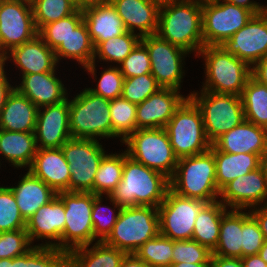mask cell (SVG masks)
Listing matches in <instances>:
<instances>
[{
    "mask_svg": "<svg viewBox=\"0 0 267 267\" xmlns=\"http://www.w3.org/2000/svg\"><path fill=\"white\" fill-rule=\"evenodd\" d=\"M156 34L188 53L198 55L204 47L202 0H165L159 8Z\"/></svg>",
    "mask_w": 267,
    "mask_h": 267,
    "instance_id": "1",
    "label": "cell"
},
{
    "mask_svg": "<svg viewBox=\"0 0 267 267\" xmlns=\"http://www.w3.org/2000/svg\"><path fill=\"white\" fill-rule=\"evenodd\" d=\"M169 188L166 176L135 161L125 150L122 179L109 196L121 207L158 208Z\"/></svg>",
    "mask_w": 267,
    "mask_h": 267,
    "instance_id": "2",
    "label": "cell"
},
{
    "mask_svg": "<svg viewBox=\"0 0 267 267\" xmlns=\"http://www.w3.org/2000/svg\"><path fill=\"white\" fill-rule=\"evenodd\" d=\"M169 185L173 192L183 197L206 203L218 201L220 190L216 185L214 154L209 150L178 159Z\"/></svg>",
    "mask_w": 267,
    "mask_h": 267,
    "instance_id": "3",
    "label": "cell"
},
{
    "mask_svg": "<svg viewBox=\"0 0 267 267\" xmlns=\"http://www.w3.org/2000/svg\"><path fill=\"white\" fill-rule=\"evenodd\" d=\"M196 57L205 61L203 91L241 96L251 76V67L220 46H204Z\"/></svg>",
    "mask_w": 267,
    "mask_h": 267,
    "instance_id": "4",
    "label": "cell"
},
{
    "mask_svg": "<svg viewBox=\"0 0 267 267\" xmlns=\"http://www.w3.org/2000/svg\"><path fill=\"white\" fill-rule=\"evenodd\" d=\"M110 100L83 89L72 100L69 99V129L75 139L112 137L109 110ZM100 137V138H99Z\"/></svg>",
    "mask_w": 267,
    "mask_h": 267,
    "instance_id": "5",
    "label": "cell"
},
{
    "mask_svg": "<svg viewBox=\"0 0 267 267\" xmlns=\"http://www.w3.org/2000/svg\"><path fill=\"white\" fill-rule=\"evenodd\" d=\"M158 234L157 207H122L111 234L104 242L126 254H134L147 240Z\"/></svg>",
    "mask_w": 267,
    "mask_h": 267,
    "instance_id": "6",
    "label": "cell"
},
{
    "mask_svg": "<svg viewBox=\"0 0 267 267\" xmlns=\"http://www.w3.org/2000/svg\"><path fill=\"white\" fill-rule=\"evenodd\" d=\"M188 97L201 112L205 134L211 144L245 120L240 96L201 90L189 93Z\"/></svg>",
    "mask_w": 267,
    "mask_h": 267,
    "instance_id": "7",
    "label": "cell"
},
{
    "mask_svg": "<svg viewBox=\"0 0 267 267\" xmlns=\"http://www.w3.org/2000/svg\"><path fill=\"white\" fill-rule=\"evenodd\" d=\"M164 129L178 159L199 155L211 148L212 144L206 137L201 112L189 97L175 110Z\"/></svg>",
    "mask_w": 267,
    "mask_h": 267,
    "instance_id": "8",
    "label": "cell"
},
{
    "mask_svg": "<svg viewBox=\"0 0 267 267\" xmlns=\"http://www.w3.org/2000/svg\"><path fill=\"white\" fill-rule=\"evenodd\" d=\"M122 143L127 155L152 170L162 173L169 180L175 173L178 158L164 128L136 129Z\"/></svg>",
    "mask_w": 267,
    "mask_h": 267,
    "instance_id": "9",
    "label": "cell"
},
{
    "mask_svg": "<svg viewBox=\"0 0 267 267\" xmlns=\"http://www.w3.org/2000/svg\"><path fill=\"white\" fill-rule=\"evenodd\" d=\"M57 196L65 209V227L61 236V250L92 245L94 242L93 222L91 218L93 193L61 191Z\"/></svg>",
    "mask_w": 267,
    "mask_h": 267,
    "instance_id": "10",
    "label": "cell"
},
{
    "mask_svg": "<svg viewBox=\"0 0 267 267\" xmlns=\"http://www.w3.org/2000/svg\"><path fill=\"white\" fill-rule=\"evenodd\" d=\"M253 13L226 0H202L204 46H220L244 27Z\"/></svg>",
    "mask_w": 267,
    "mask_h": 267,
    "instance_id": "11",
    "label": "cell"
},
{
    "mask_svg": "<svg viewBox=\"0 0 267 267\" xmlns=\"http://www.w3.org/2000/svg\"><path fill=\"white\" fill-rule=\"evenodd\" d=\"M64 157L69 164V191L91 192L95 176L106 154L99 140L71 138L61 146Z\"/></svg>",
    "mask_w": 267,
    "mask_h": 267,
    "instance_id": "12",
    "label": "cell"
},
{
    "mask_svg": "<svg viewBox=\"0 0 267 267\" xmlns=\"http://www.w3.org/2000/svg\"><path fill=\"white\" fill-rule=\"evenodd\" d=\"M207 203L180 196L170 188L158 207L159 233L174 241L191 240L195 219Z\"/></svg>",
    "mask_w": 267,
    "mask_h": 267,
    "instance_id": "13",
    "label": "cell"
},
{
    "mask_svg": "<svg viewBox=\"0 0 267 267\" xmlns=\"http://www.w3.org/2000/svg\"><path fill=\"white\" fill-rule=\"evenodd\" d=\"M141 42L149 52L151 74L157 83L162 88H173L180 91L182 79L185 76L183 75L185 74L183 63L189 53L162 39L158 34L141 37Z\"/></svg>",
    "mask_w": 267,
    "mask_h": 267,
    "instance_id": "14",
    "label": "cell"
},
{
    "mask_svg": "<svg viewBox=\"0 0 267 267\" xmlns=\"http://www.w3.org/2000/svg\"><path fill=\"white\" fill-rule=\"evenodd\" d=\"M38 31L31 2L0 0V60L13 48L32 40Z\"/></svg>",
    "mask_w": 267,
    "mask_h": 267,
    "instance_id": "15",
    "label": "cell"
},
{
    "mask_svg": "<svg viewBox=\"0 0 267 267\" xmlns=\"http://www.w3.org/2000/svg\"><path fill=\"white\" fill-rule=\"evenodd\" d=\"M221 46L252 67L267 53V14L253 15L244 27Z\"/></svg>",
    "mask_w": 267,
    "mask_h": 267,
    "instance_id": "16",
    "label": "cell"
},
{
    "mask_svg": "<svg viewBox=\"0 0 267 267\" xmlns=\"http://www.w3.org/2000/svg\"><path fill=\"white\" fill-rule=\"evenodd\" d=\"M219 197L228 209L247 210L263 203L267 205V183L261 167L227 183L220 190Z\"/></svg>",
    "mask_w": 267,
    "mask_h": 267,
    "instance_id": "17",
    "label": "cell"
},
{
    "mask_svg": "<svg viewBox=\"0 0 267 267\" xmlns=\"http://www.w3.org/2000/svg\"><path fill=\"white\" fill-rule=\"evenodd\" d=\"M35 138L37 148H60L71 139L69 99L38 108Z\"/></svg>",
    "mask_w": 267,
    "mask_h": 267,
    "instance_id": "18",
    "label": "cell"
},
{
    "mask_svg": "<svg viewBox=\"0 0 267 267\" xmlns=\"http://www.w3.org/2000/svg\"><path fill=\"white\" fill-rule=\"evenodd\" d=\"M64 227V204L56 195L53 200H51L48 204L41 206L26 221L25 229L28 233L31 243H33L36 239H45L46 242L38 244V246H48L61 249V236L63 235Z\"/></svg>",
    "mask_w": 267,
    "mask_h": 267,
    "instance_id": "19",
    "label": "cell"
},
{
    "mask_svg": "<svg viewBox=\"0 0 267 267\" xmlns=\"http://www.w3.org/2000/svg\"><path fill=\"white\" fill-rule=\"evenodd\" d=\"M187 97L173 88L159 89L137 105V129L164 128Z\"/></svg>",
    "mask_w": 267,
    "mask_h": 267,
    "instance_id": "20",
    "label": "cell"
},
{
    "mask_svg": "<svg viewBox=\"0 0 267 267\" xmlns=\"http://www.w3.org/2000/svg\"><path fill=\"white\" fill-rule=\"evenodd\" d=\"M8 59L13 60L22 75L53 72L58 64L54 50L39 35L13 48L1 61L6 63Z\"/></svg>",
    "mask_w": 267,
    "mask_h": 267,
    "instance_id": "21",
    "label": "cell"
},
{
    "mask_svg": "<svg viewBox=\"0 0 267 267\" xmlns=\"http://www.w3.org/2000/svg\"><path fill=\"white\" fill-rule=\"evenodd\" d=\"M116 8L127 31L140 37L156 34L158 31L160 3L151 0H110Z\"/></svg>",
    "mask_w": 267,
    "mask_h": 267,
    "instance_id": "22",
    "label": "cell"
},
{
    "mask_svg": "<svg viewBox=\"0 0 267 267\" xmlns=\"http://www.w3.org/2000/svg\"><path fill=\"white\" fill-rule=\"evenodd\" d=\"M28 170L56 193L69 191L70 168L60 148H37Z\"/></svg>",
    "mask_w": 267,
    "mask_h": 267,
    "instance_id": "23",
    "label": "cell"
},
{
    "mask_svg": "<svg viewBox=\"0 0 267 267\" xmlns=\"http://www.w3.org/2000/svg\"><path fill=\"white\" fill-rule=\"evenodd\" d=\"M213 145L226 153H250L260 157L267 152V129L244 120L224 133Z\"/></svg>",
    "mask_w": 267,
    "mask_h": 267,
    "instance_id": "24",
    "label": "cell"
},
{
    "mask_svg": "<svg viewBox=\"0 0 267 267\" xmlns=\"http://www.w3.org/2000/svg\"><path fill=\"white\" fill-rule=\"evenodd\" d=\"M55 72L22 75V81L15 89L38 108L60 103L69 96Z\"/></svg>",
    "mask_w": 267,
    "mask_h": 267,
    "instance_id": "25",
    "label": "cell"
},
{
    "mask_svg": "<svg viewBox=\"0 0 267 267\" xmlns=\"http://www.w3.org/2000/svg\"><path fill=\"white\" fill-rule=\"evenodd\" d=\"M94 48L102 41L124 34L127 30L111 2L82 9Z\"/></svg>",
    "mask_w": 267,
    "mask_h": 267,
    "instance_id": "26",
    "label": "cell"
},
{
    "mask_svg": "<svg viewBox=\"0 0 267 267\" xmlns=\"http://www.w3.org/2000/svg\"><path fill=\"white\" fill-rule=\"evenodd\" d=\"M13 191L19 211L27 221L41 206L48 204L57 193L34 176L29 170L18 184L10 187Z\"/></svg>",
    "mask_w": 267,
    "mask_h": 267,
    "instance_id": "27",
    "label": "cell"
},
{
    "mask_svg": "<svg viewBox=\"0 0 267 267\" xmlns=\"http://www.w3.org/2000/svg\"><path fill=\"white\" fill-rule=\"evenodd\" d=\"M38 107L14 89L0 113V129L35 132Z\"/></svg>",
    "mask_w": 267,
    "mask_h": 267,
    "instance_id": "28",
    "label": "cell"
},
{
    "mask_svg": "<svg viewBox=\"0 0 267 267\" xmlns=\"http://www.w3.org/2000/svg\"><path fill=\"white\" fill-rule=\"evenodd\" d=\"M210 151L214 154L216 185L221 190L238 176L246 175L260 167V156L250 153H226L219 151L213 144Z\"/></svg>",
    "mask_w": 267,
    "mask_h": 267,
    "instance_id": "29",
    "label": "cell"
},
{
    "mask_svg": "<svg viewBox=\"0 0 267 267\" xmlns=\"http://www.w3.org/2000/svg\"><path fill=\"white\" fill-rule=\"evenodd\" d=\"M37 151L35 132L0 129V155L15 168L31 166Z\"/></svg>",
    "mask_w": 267,
    "mask_h": 267,
    "instance_id": "30",
    "label": "cell"
},
{
    "mask_svg": "<svg viewBox=\"0 0 267 267\" xmlns=\"http://www.w3.org/2000/svg\"><path fill=\"white\" fill-rule=\"evenodd\" d=\"M68 252V267H120L126 253L105 242H95Z\"/></svg>",
    "mask_w": 267,
    "mask_h": 267,
    "instance_id": "31",
    "label": "cell"
},
{
    "mask_svg": "<svg viewBox=\"0 0 267 267\" xmlns=\"http://www.w3.org/2000/svg\"><path fill=\"white\" fill-rule=\"evenodd\" d=\"M227 210L219 200L207 203L195 219L192 240L213 252L219 240L222 216Z\"/></svg>",
    "mask_w": 267,
    "mask_h": 267,
    "instance_id": "32",
    "label": "cell"
},
{
    "mask_svg": "<svg viewBox=\"0 0 267 267\" xmlns=\"http://www.w3.org/2000/svg\"><path fill=\"white\" fill-rule=\"evenodd\" d=\"M141 41V37L136 33L126 31L124 34L112 37L108 40L100 42L94 48L93 63L85 67L88 74L91 73L94 81L96 78V59L100 61L113 62L120 65V63L132 52L136 45Z\"/></svg>",
    "mask_w": 267,
    "mask_h": 267,
    "instance_id": "33",
    "label": "cell"
},
{
    "mask_svg": "<svg viewBox=\"0 0 267 267\" xmlns=\"http://www.w3.org/2000/svg\"><path fill=\"white\" fill-rule=\"evenodd\" d=\"M242 210H227L221 220L219 240L212 255L242 258Z\"/></svg>",
    "mask_w": 267,
    "mask_h": 267,
    "instance_id": "34",
    "label": "cell"
},
{
    "mask_svg": "<svg viewBox=\"0 0 267 267\" xmlns=\"http://www.w3.org/2000/svg\"><path fill=\"white\" fill-rule=\"evenodd\" d=\"M54 52L57 63L62 58H69L76 60L83 69L93 63L94 45L85 22L82 21Z\"/></svg>",
    "mask_w": 267,
    "mask_h": 267,
    "instance_id": "35",
    "label": "cell"
},
{
    "mask_svg": "<svg viewBox=\"0 0 267 267\" xmlns=\"http://www.w3.org/2000/svg\"><path fill=\"white\" fill-rule=\"evenodd\" d=\"M240 97L245 120L267 129V85L250 76Z\"/></svg>",
    "mask_w": 267,
    "mask_h": 267,
    "instance_id": "36",
    "label": "cell"
},
{
    "mask_svg": "<svg viewBox=\"0 0 267 267\" xmlns=\"http://www.w3.org/2000/svg\"><path fill=\"white\" fill-rule=\"evenodd\" d=\"M124 152L105 154L100 161L93 185V194L109 195L120 183L123 174Z\"/></svg>",
    "mask_w": 267,
    "mask_h": 267,
    "instance_id": "37",
    "label": "cell"
},
{
    "mask_svg": "<svg viewBox=\"0 0 267 267\" xmlns=\"http://www.w3.org/2000/svg\"><path fill=\"white\" fill-rule=\"evenodd\" d=\"M11 267H68V252L34 245L26 254L11 259Z\"/></svg>",
    "mask_w": 267,
    "mask_h": 267,
    "instance_id": "38",
    "label": "cell"
},
{
    "mask_svg": "<svg viewBox=\"0 0 267 267\" xmlns=\"http://www.w3.org/2000/svg\"><path fill=\"white\" fill-rule=\"evenodd\" d=\"M136 108L137 105L122 97L110 100L112 138L120 137L123 142L137 129Z\"/></svg>",
    "mask_w": 267,
    "mask_h": 267,
    "instance_id": "39",
    "label": "cell"
},
{
    "mask_svg": "<svg viewBox=\"0 0 267 267\" xmlns=\"http://www.w3.org/2000/svg\"><path fill=\"white\" fill-rule=\"evenodd\" d=\"M31 7L37 31L50 22L73 14L78 9L73 0H32Z\"/></svg>",
    "mask_w": 267,
    "mask_h": 267,
    "instance_id": "40",
    "label": "cell"
},
{
    "mask_svg": "<svg viewBox=\"0 0 267 267\" xmlns=\"http://www.w3.org/2000/svg\"><path fill=\"white\" fill-rule=\"evenodd\" d=\"M102 199L103 195L93 194L91 218L93 222L94 242H104L108 238L113 230L115 223L117 222L119 213L122 209V207L116 204L109 195H107L106 199L110 200L112 205L114 206V210L116 208L117 210L114 211L113 208L111 209V207L109 206H103ZM108 210L110 213L105 212Z\"/></svg>",
    "mask_w": 267,
    "mask_h": 267,
    "instance_id": "41",
    "label": "cell"
},
{
    "mask_svg": "<svg viewBox=\"0 0 267 267\" xmlns=\"http://www.w3.org/2000/svg\"><path fill=\"white\" fill-rule=\"evenodd\" d=\"M150 267H170L173 256V240L160 233L147 240L135 253Z\"/></svg>",
    "mask_w": 267,
    "mask_h": 267,
    "instance_id": "42",
    "label": "cell"
},
{
    "mask_svg": "<svg viewBox=\"0 0 267 267\" xmlns=\"http://www.w3.org/2000/svg\"><path fill=\"white\" fill-rule=\"evenodd\" d=\"M83 21V12L77 9L73 14L58 21L44 25L38 35L52 49L55 50L62 41Z\"/></svg>",
    "mask_w": 267,
    "mask_h": 267,
    "instance_id": "43",
    "label": "cell"
},
{
    "mask_svg": "<svg viewBox=\"0 0 267 267\" xmlns=\"http://www.w3.org/2000/svg\"><path fill=\"white\" fill-rule=\"evenodd\" d=\"M26 221L10 187L0 186V233L25 229Z\"/></svg>",
    "mask_w": 267,
    "mask_h": 267,
    "instance_id": "44",
    "label": "cell"
},
{
    "mask_svg": "<svg viewBox=\"0 0 267 267\" xmlns=\"http://www.w3.org/2000/svg\"><path fill=\"white\" fill-rule=\"evenodd\" d=\"M161 88L152 74L124 78L121 97L138 105Z\"/></svg>",
    "mask_w": 267,
    "mask_h": 267,
    "instance_id": "45",
    "label": "cell"
},
{
    "mask_svg": "<svg viewBox=\"0 0 267 267\" xmlns=\"http://www.w3.org/2000/svg\"><path fill=\"white\" fill-rule=\"evenodd\" d=\"M212 252L195 240H173L172 264L210 263Z\"/></svg>",
    "mask_w": 267,
    "mask_h": 267,
    "instance_id": "46",
    "label": "cell"
},
{
    "mask_svg": "<svg viewBox=\"0 0 267 267\" xmlns=\"http://www.w3.org/2000/svg\"><path fill=\"white\" fill-rule=\"evenodd\" d=\"M33 247L26 229L0 233V259L22 256Z\"/></svg>",
    "mask_w": 267,
    "mask_h": 267,
    "instance_id": "47",
    "label": "cell"
},
{
    "mask_svg": "<svg viewBox=\"0 0 267 267\" xmlns=\"http://www.w3.org/2000/svg\"><path fill=\"white\" fill-rule=\"evenodd\" d=\"M264 241L258 222L249 210H242V257L258 254Z\"/></svg>",
    "mask_w": 267,
    "mask_h": 267,
    "instance_id": "48",
    "label": "cell"
},
{
    "mask_svg": "<svg viewBox=\"0 0 267 267\" xmlns=\"http://www.w3.org/2000/svg\"><path fill=\"white\" fill-rule=\"evenodd\" d=\"M118 68L124 78L151 74V62L146 46L140 41Z\"/></svg>",
    "mask_w": 267,
    "mask_h": 267,
    "instance_id": "49",
    "label": "cell"
},
{
    "mask_svg": "<svg viewBox=\"0 0 267 267\" xmlns=\"http://www.w3.org/2000/svg\"><path fill=\"white\" fill-rule=\"evenodd\" d=\"M124 76L118 68V65L107 67L101 72L96 88H89L91 92L103 98L112 100L121 97Z\"/></svg>",
    "mask_w": 267,
    "mask_h": 267,
    "instance_id": "50",
    "label": "cell"
},
{
    "mask_svg": "<svg viewBox=\"0 0 267 267\" xmlns=\"http://www.w3.org/2000/svg\"><path fill=\"white\" fill-rule=\"evenodd\" d=\"M5 63L0 60V113L2 108L4 107L8 96L15 89V86H11L7 76L5 69Z\"/></svg>",
    "mask_w": 267,
    "mask_h": 267,
    "instance_id": "51",
    "label": "cell"
},
{
    "mask_svg": "<svg viewBox=\"0 0 267 267\" xmlns=\"http://www.w3.org/2000/svg\"><path fill=\"white\" fill-rule=\"evenodd\" d=\"M251 76L267 85V53L251 67Z\"/></svg>",
    "mask_w": 267,
    "mask_h": 267,
    "instance_id": "52",
    "label": "cell"
},
{
    "mask_svg": "<svg viewBox=\"0 0 267 267\" xmlns=\"http://www.w3.org/2000/svg\"><path fill=\"white\" fill-rule=\"evenodd\" d=\"M249 211L250 214L258 222L264 240H267V205H263L262 207H255L254 209H250Z\"/></svg>",
    "mask_w": 267,
    "mask_h": 267,
    "instance_id": "53",
    "label": "cell"
},
{
    "mask_svg": "<svg viewBox=\"0 0 267 267\" xmlns=\"http://www.w3.org/2000/svg\"><path fill=\"white\" fill-rule=\"evenodd\" d=\"M210 267H244L241 258L212 255Z\"/></svg>",
    "mask_w": 267,
    "mask_h": 267,
    "instance_id": "54",
    "label": "cell"
},
{
    "mask_svg": "<svg viewBox=\"0 0 267 267\" xmlns=\"http://www.w3.org/2000/svg\"><path fill=\"white\" fill-rule=\"evenodd\" d=\"M226 1H228L230 4L248 9L254 15L265 12L264 5H261L258 2L253 1V0L252 1L251 0H226Z\"/></svg>",
    "mask_w": 267,
    "mask_h": 267,
    "instance_id": "55",
    "label": "cell"
},
{
    "mask_svg": "<svg viewBox=\"0 0 267 267\" xmlns=\"http://www.w3.org/2000/svg\"><path fill=\"white\" fill-rule=\"evenodd\" d=\"M120 267H150L146 262L139 259L135 254H126Z\"/></svg>",
    "mask_w": 267,
    "mask_h": 267,
    "instance_id": "56",
    "label": "cell"
},
{
    "mask_svg": "<svg viewBox=\"0 0 267 267\" xmlns=\"http://www.w3.org/2000/svg\"><path fill=\"white\" fill-rule=\"evenodd\" d=\"M244 267H267V263L259 256L249 255L241 258Z\"/></svg>",
    "mask_w": 267,
    "mask_h": 267,
    "instance_id": "57",
    "label": "cell"
},
{
    "mask_svg": "<svg viewBox=\"0 0 267 267\" xmlns=\"http://www.w3.org/2000/svg\"><path fill=\"white\" fill-rule=\"evenodd\" d=\"M110 0H77V8L78 9H84L89 6L109 3Z\"/></svg>",
    "mask_w": 267,
    "mask_h": 267,
    "instance_id": "58",
    "label": "cell"
},
{
    "mask_svg": "<svg viewBox=\"0 0 267 267\" xmlns=\"http://www.w3.org/2000/svg\"><path fill=\"white\" fill-rule=\"evenodd\" d=\"M170 267H210V263H177L171 264Z\"/></svg>",
    "mask_w": 267,
    "mask_h": 267,
    "instance_id": "59",
    "label": "cell"
},
{
    "mask_svg": "<svg viewBox=\"0 0 267 267\" xmlns=\"http://www.w3.org/2000/svg\"><path fill=\"white\" fill-rule=\"evenodd\" d=\"M260 167L264 173L267 183V152H265L260 158Z\"/></svg>",
    "mask_w": 267,
    "mask_h": 267,
    "instance_id": "60",
    "label": "cell"
},
{
    "mask_svg": "<svg viewBox=\"0 0 267 267\" xmlns=\"http://www.w3.org/2000/svg\"><path fill=\"white\" fill-rule=\"evenodd\" d=\"M258 254L267 263V240L264 241Z\"/></svg>",
    "mask_w": 267,
    "mask_h": 267,
    "instance_id": "61",
    "label": "cell"
},
{
    "mask_svg": "<svg viewBox=\"0 0 267 267\" xmlns=\"http://www.w3.org/2000/svg\"><path fill=\"white\" fill-rule=\"evenodd\" d=\"M0 267H11V259H0Z\"/></svg>",
    "mask_w": 267,
    "mask_h": 267,
    "instance_id": "62",
    "label": "cell"
},
{
    "mask_svg": "<svg viewBox=\"0 0 267 267\" xmlns=\"http://www.w3.org/2000/svg\"><path fill=\"white\" fill-rule=\"evenodd\" d=\"M151 1H156V2H159L160 4H162L165 0H151Z\"/></svg>",
    "mask_w": 267,
    "mask_h": 267,
    "instance_id": "63",
    "label": "cell"
},
{
    "mask_svg": "<svg viewBox=\"0 0 267 267\" xmlns=\"http://www.w3.org/2000/svg\"><path fill=\"white\" fill-rule=\"evenodd\" d=\"M265 13L267 14V5L265 6Z\"/></svg>",
    "mask_w": 267,
    "mask_h": 267,
    "instance_id": "64",
    "label": "cell"
}]
</instances>
